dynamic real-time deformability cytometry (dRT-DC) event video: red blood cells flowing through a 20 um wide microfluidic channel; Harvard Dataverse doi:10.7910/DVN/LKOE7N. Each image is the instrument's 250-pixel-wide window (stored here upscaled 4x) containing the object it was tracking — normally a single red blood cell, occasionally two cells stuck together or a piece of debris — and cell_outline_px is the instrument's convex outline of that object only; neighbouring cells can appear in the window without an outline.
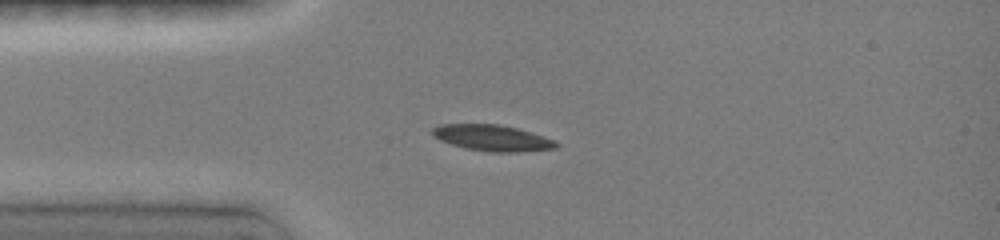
{"species": "common noctule bat (a hibernating species)", "species_latin": "Nyctalus noctula", "temperature_condition": "room temperature", "stored_images_in_passage": 2, "camera_frame_rate_fps": 3000, "um_per_image_px": 0.085, "animal": {"sex": "female", "body_mass_g": 19.0, "forearm_length_mm": 51.5}, "frame": {"image": 1, "passage_image": 1, "time_ms": 0.0, "image_size_px": [1000, 240], "cell_outline_px": [[560, 144], [556, 148], [520, 152], [488, 152], [464, 148], [440, 140], [432, 136], [432, 128], [440, 124], [500, 124], [516, 128], [544, 136], [556, 140]], "centroid_in_image_um": [41.85, 11.73], "position_along_channel_um": 43.1, "area_um2": 18.96}}